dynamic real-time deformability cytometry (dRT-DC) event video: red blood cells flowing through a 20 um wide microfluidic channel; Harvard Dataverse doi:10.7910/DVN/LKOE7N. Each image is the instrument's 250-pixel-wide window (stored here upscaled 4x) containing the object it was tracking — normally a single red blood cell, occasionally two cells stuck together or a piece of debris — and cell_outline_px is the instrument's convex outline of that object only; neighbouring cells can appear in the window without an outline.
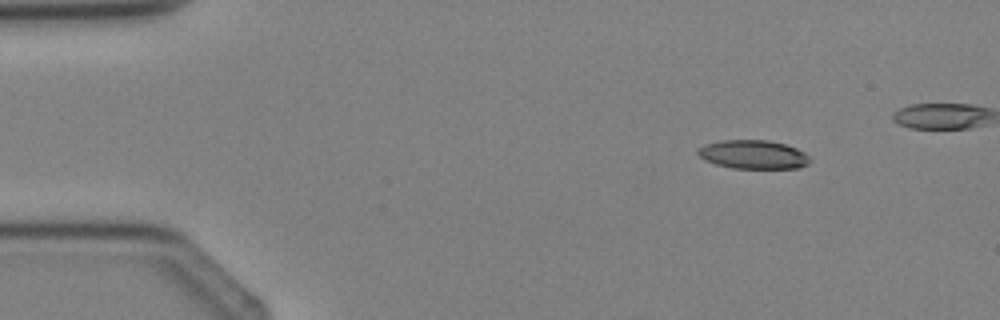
{"species": "Egyptian fruit bat (a non-hibernating species)", "species_latin": "Rousettus aegyptiacus", "temperature_condition": "cold", "stored_images_in_passage": 5, "camera_frame_rate_fps": 3000, "um_per_image_px": 0.085, "animal": {"sex": "female"}, "frame": {"image": 1, "passage_image": 1, "time_ms": 0.0, "image_size_px": [1000, 320], "cell_outline_px": [[812, 160], [808, 164], [796, 168], [732, 168], [716, 164], [704, 160], [696, 152], [704, 144], [720, 140], [768, 140], [784, 144], [796, 148], [804, 152]], "centroid_in_image_um": [64.02, 13.13], "position_along_channel_um": 21.0, "area_um2": 18.73}}
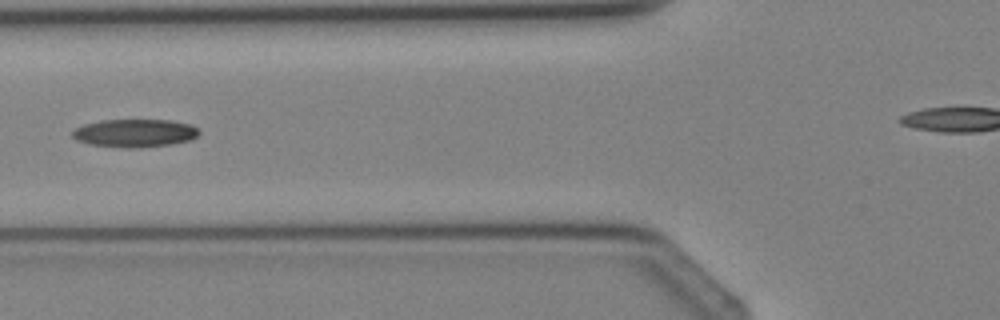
{"frame": {"image": 2, "passage_image": 4, "time_ms": 3.333, "image_size_px": [1000, 320], "cell_outline_px": [[200, 132], [196, 136], [188, 140], [168, 144], [92, 144], [76, 140], [72, 136], [72, 132], [76, 128], [84, 124], [100, 120], [172, 120], [192, 124]], "centroid_in_image_um": [11.47, 11.23], "position_along_channel_um": 114.3, "area_um2": 19.25}}